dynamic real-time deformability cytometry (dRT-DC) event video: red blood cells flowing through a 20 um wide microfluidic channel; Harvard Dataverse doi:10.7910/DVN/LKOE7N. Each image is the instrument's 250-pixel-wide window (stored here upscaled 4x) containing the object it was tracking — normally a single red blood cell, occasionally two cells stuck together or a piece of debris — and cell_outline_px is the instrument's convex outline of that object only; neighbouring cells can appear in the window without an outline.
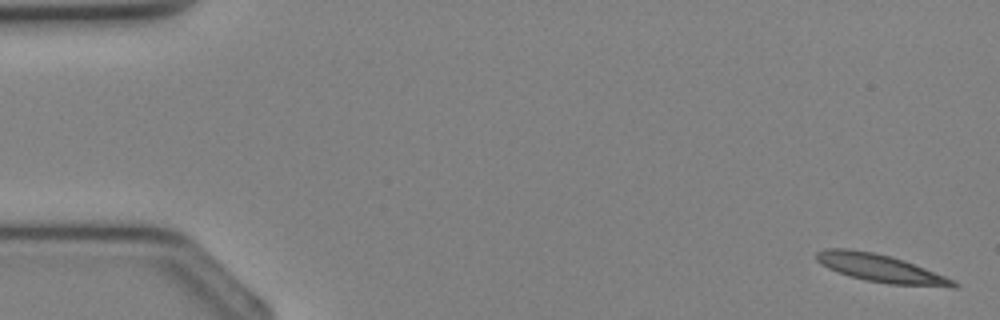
{"species": "Egyptian fruit bat (a non-hibernating species)", "species_latin": "Rousettus aegyptiacus", "temperature_condition": "cold", "stored_images_in_passage": 37, "segment_of_instrument_passage": [1, 2], "camera_frame_rate_fps": 3000, "um_per_image_px": 0.085, "animal": {"sex": "female"}, "frame": {"image": 1, "passage_image": 1, "time_ms": 0.0, "image_size_px": [1000, 320], "cell_outline_px": [[960, 288], [948, 288], [888, 284], [864, 280], [828, 268], [816, 260], [816, 252], [824, 248], [848, 248], [872, 252], [892, 256], [904, 260], [956, 280], [960, 284]], "centroid_in_image_um": [74.95, 22.82], "position_along_channel_um": 10.0, "area_um2": 22.54}}
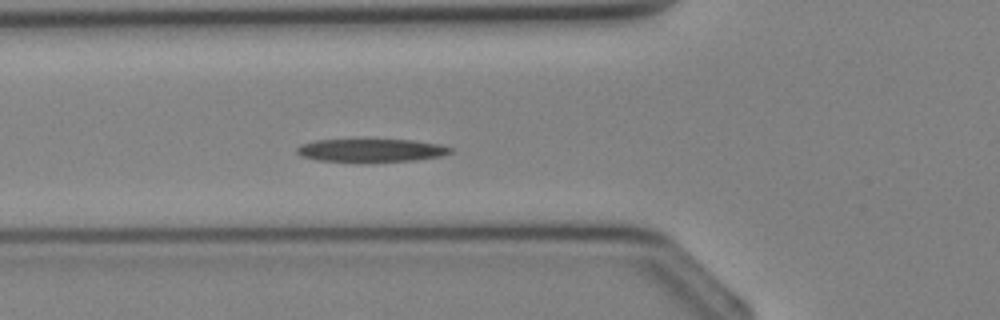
{"frame": {"image": 2, "passage_image": 13, "time_ms": 4.0, "image_size_px": [1000, 320], "cell_outline_px": [[452, 152], [440, 156], [416, 160], [316, 160], [300, 156], [296, 152], [296, 148], [300, 144], [316, 140], [416, 140], [440, 144], [452, 148]], "centroid_in_image_um": [31.54, 12.75], "position_along_channel_um": 94.3, "area_um2": 20.0}}
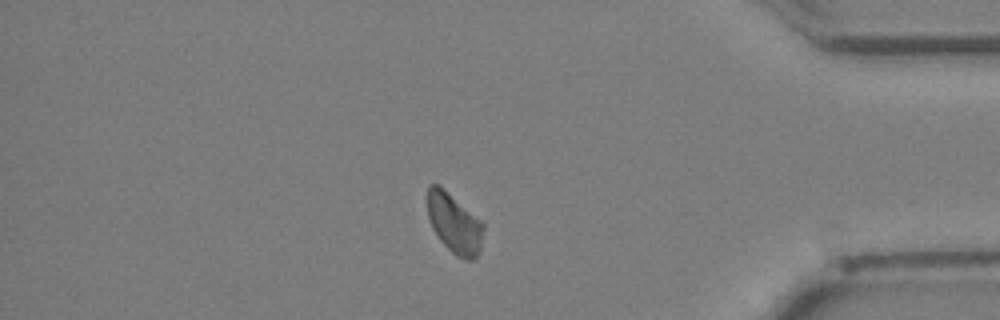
{"frame": {"image": 3, "passage_image": 31, "time_ms": 10.0, "image_size_px": [1000, 320], "cell_outline_px": [[484, 228], [480, 252], [472, 260], [468, 260], [456, 256], [440, 240], [432, 228], [428, 216], [428, 188], [432, 184], [440, 184], [480, 220], [484, 224]], "centroid_in_image_um": [38.63, 18.99], "position_along_channel_um": 396.6, "area_um2": 19.42}}